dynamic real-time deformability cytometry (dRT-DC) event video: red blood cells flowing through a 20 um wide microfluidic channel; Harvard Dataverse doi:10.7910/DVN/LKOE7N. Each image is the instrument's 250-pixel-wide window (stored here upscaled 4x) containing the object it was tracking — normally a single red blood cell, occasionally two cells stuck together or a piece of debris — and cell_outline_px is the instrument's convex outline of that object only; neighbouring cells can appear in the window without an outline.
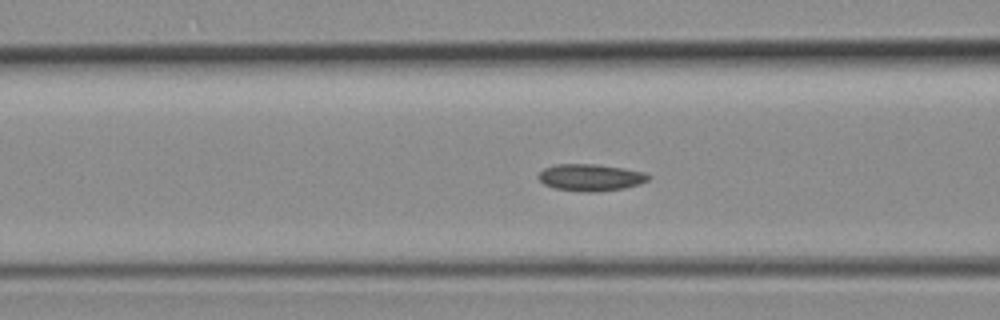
{"species": "common noctule bat (a hibernating species)", "species_latin": "Nyctalus noctula", "temperature_condition": "room temperature", "stored_images_in_passage": 22, "camera_frame_rate_fps": 3000, "um_per_image_px": 0.085, "animal": {"sex": "female", "body_mass_g": 19.3, "forearm_length_mm": 54.1}, "frame": {"image": 1, "passage_image": 6, "time_ms": 1.667, "image_size_px": [1000, 320], "cell_outline_px": [[652, 176], [648, 180], [640, 184], [624, 188], [600, 192], [584, 192], [556, 188], [544, 184], [536, 176], [544, 168], [556, 164], [596, 164], [624, 168], [644, 172]], "centroid_in_image_um": [50.22, 15.08], "position_along_channel_um": 116.4, "area_um2": 17.34}}
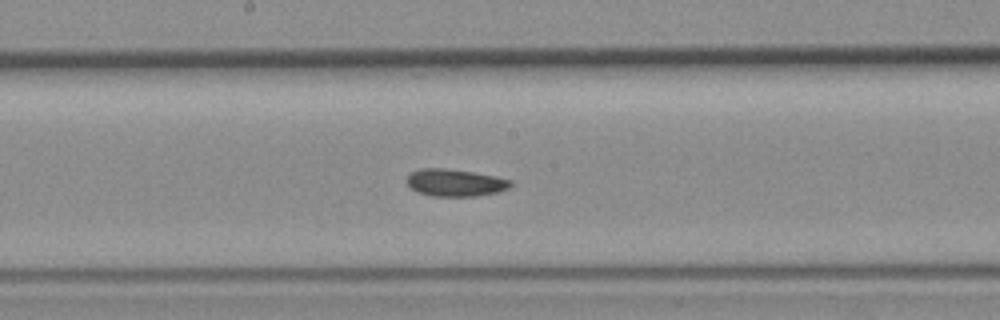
{"frame": {"image": 2, "passage_image": 12, "time_ms": 3.667, "image_size_px": [1000, 320], "cell_outline_px": [[512, 184], [508, 188], [496, 192], [476, 196], [432, 196], [416, 192], [408, 188], [404, 180], [412, 172], [420, 168], [444, 168], [472, 172], [496, 176], [512, 180]], "centroid_in_image_um": [38.62, 15.53], "position_along_channel_um": 209.6, "area_um2": 16.65}}
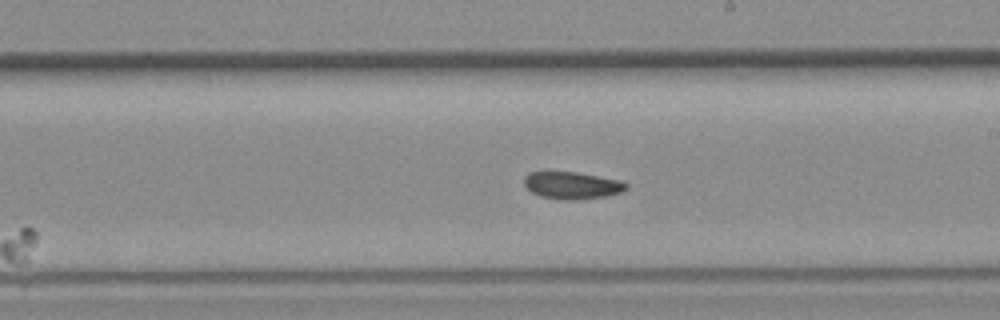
{"frame": {"image": 3, "passage_image": 14, "time_ms": 4.333, "image_size_px": [1000, 320], "cell_outline_px": [[628, 188], [620, 192], [608, 196], [564, 200], [540, 196], [532, 192], [524, 184], [524, 176], [528, 172], [576, 172], [620, 180], [628, 184]], "centroid_in_image_um": [48.62, 15.75], "position_along_channel_um": 240.4, "area_um2": 16.01}}